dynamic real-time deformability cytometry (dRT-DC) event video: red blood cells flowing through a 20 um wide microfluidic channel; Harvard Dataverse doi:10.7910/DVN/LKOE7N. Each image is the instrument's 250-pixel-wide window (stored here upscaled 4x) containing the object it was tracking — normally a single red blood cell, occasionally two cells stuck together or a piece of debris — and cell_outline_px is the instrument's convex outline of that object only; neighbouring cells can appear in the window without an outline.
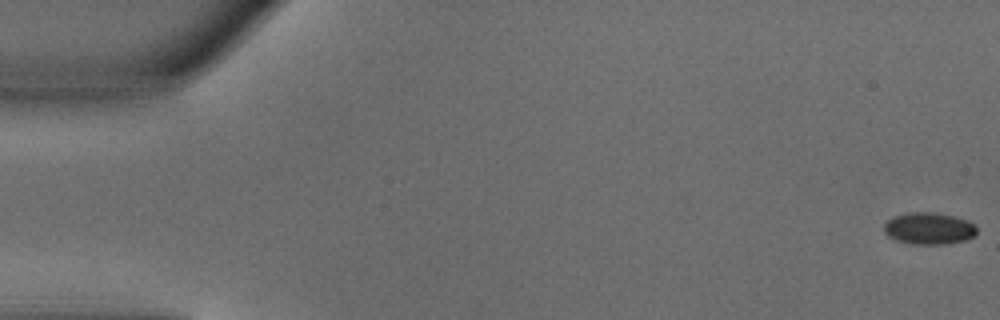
{"species": "common noctule bat (a hibernating species)", "species_latin": "Nyctalus noctula", "temperature_condition": "warm", "stored_images_in_passage": 50, "camera_frame_rate_fps": 3000, "um_per_image_px": 0.085, "animal": {"sex": "male", "body_mass_g": 18.8}, "frame": {"image": 1, "passage_image": 1, "time_ms": 0.0, "image_size_px": [1000, 320], "cell_outline_px": [[976, 232], [972, 236], [964, 240], [948, 244], [912, 244], [896, 240], [888, 236], [884, 232], [884, 224], [892, 216], [908, 212], [932, 212], [952, 216], [968, 220], [976, 224]], "centroid_in_image_um": [78.94, 19.41], "position_along_channel_um": 6.1, "area_um2": 17.28}}
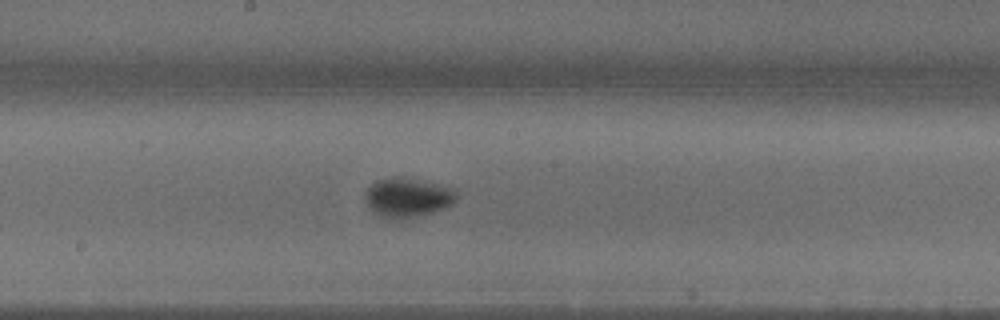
{"frame": {"image": 2, "passage_image": 27, "time_ms": 8.667, "image_size_px": [1000, 320], "cell_outline_px": [[456, 200], [452, 204], [444, 208], [432, 212], [404, 220], [384, 220], [372, 212], [364, 196], [368, 188], [372, 184], [380, 180], [392, 176], [412, 176], [428, 180], [452, 188], [456, 192]], "centroid_in_image_um": [34.64, 16.79], "position_along_channel_um": 213.6, "area_um2": 21.68}}
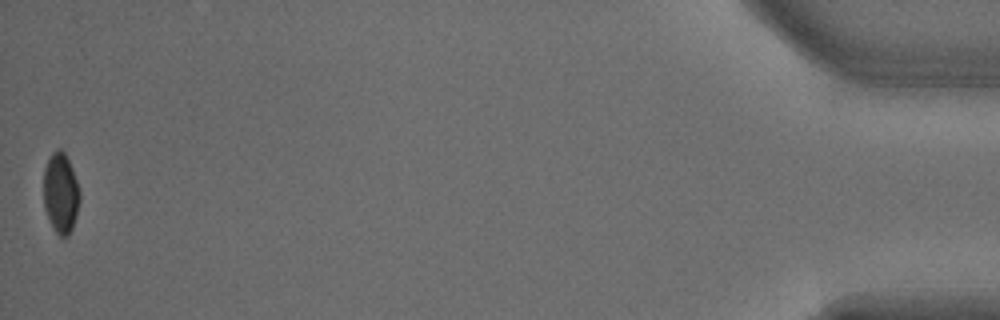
{"frame": {"image": 3, "passage_image": 50, "time_ms": 16.333, "image_size_px": [1000, 320], "cell_outline_px": [[80, 200], [76, 216], [72, 228], [68, 236], [60, 236], [56, 232], [44, 208], [44, 168], [52, 152], [56, 148], [60, 148], [64, 152], [72, 168], [80, 192]], "centroid_in_image_um": [5.16, 16.39], "position_along_channel_um": 430.0, "area_um2": 16.76}, "authors_computed_cell_mechanics": {"area_um2": 18.5249, "velocity_mm_per_s": 4.0647, "shape_relaxation_time_tau1_ms": 2.0416, "shape_relaxation_time_tau2_ms": null, "deformation_change_tau1": 0.0877, "deformation_change_tau2": null}}